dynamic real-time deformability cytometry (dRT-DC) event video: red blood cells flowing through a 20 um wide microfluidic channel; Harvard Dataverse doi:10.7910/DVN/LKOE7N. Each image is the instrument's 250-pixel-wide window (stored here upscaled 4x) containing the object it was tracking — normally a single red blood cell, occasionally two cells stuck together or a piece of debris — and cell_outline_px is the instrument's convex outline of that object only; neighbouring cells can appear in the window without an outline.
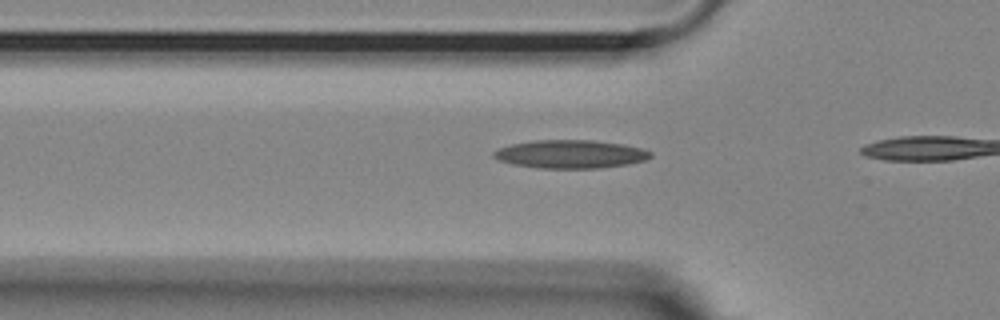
{"species": "Egyptian fruit bat (a non-hibernating species)", "species_latin": "Rousettus aegyptiacus", "temperature_condition": "room temperature", "stored_images_in_passage": 13, "camera_frame_rate_fps": 3000, "um_per_image_px": 0.085, "animal": {"sex": "female"}, "frame": {"image": 1, "passage_image": 11, "time_ms": 3.333, "image_size_px": [1000, 320], "cell_outline_px": [[652, 156], [644, 160], [628, 164], [600, 168], [536, 168], [512, 164], [500, 160], [492, 156], [492, 152], [500, 148], [512, 144], [536, 140], [592, 140], [624, 144], [640, 148], [652, 152]], "centroid_in_image_um": [48.49, 13.1], "position_along_channel_um": 77.3, "area_um2": 25.78}}